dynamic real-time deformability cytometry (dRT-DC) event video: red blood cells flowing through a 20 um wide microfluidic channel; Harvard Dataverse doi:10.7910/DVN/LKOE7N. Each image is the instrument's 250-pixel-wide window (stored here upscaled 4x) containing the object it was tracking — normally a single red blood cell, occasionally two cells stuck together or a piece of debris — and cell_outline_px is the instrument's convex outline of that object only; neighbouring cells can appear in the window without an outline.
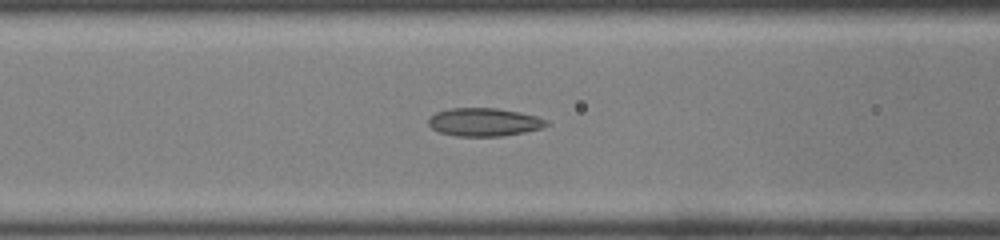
{"species": "common noctule bat (a hibernating species)", "species_latin": "Nyctalus noctula", "temperature_condition": "room temperature", "stored_images_in_passage": 42, "camera_frame_rate_fps": 3000, "um_per_image_px": 0.085, "animal": {"sex": "male", "body_mass_g": 19.0, "forearm_length_mm": 50.8}, "frame": {"image": 1, "passage_image": 14, "time_ms": 4.333, "image_size_px": [1000, 240], "cell_outline_px": [[552, 124], [540, 128], [524, 132], [500, 136], [456, 136], [440, 132], [432, 128], [428, 124], [428, 120], [436, 112], [448, 108], [496, 108], [520, 112], [536, 116], [548, 120]], "centroid_in_image_um": [41.17, 10.37], "position_along_channel_um": 125.4, "area_um2": 19.36}}
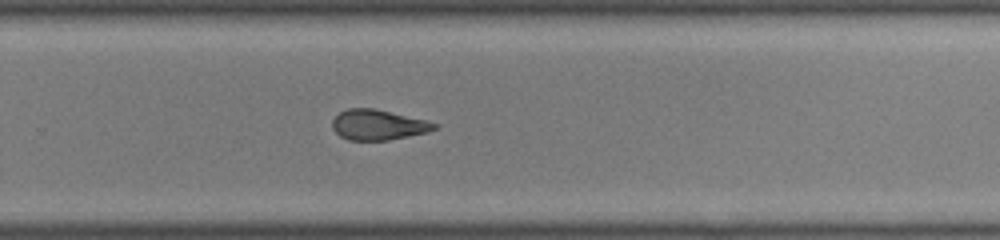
{"frame": {"image": 2, "passage_image": 26, "time_ms": 8.333, "image_size_px": [1000, 240], "cell_outline_px": [[436, 128], [428, 132], [388, 140], [348, 140], [340, 136], [332, 128], [332, 120], [340, 112], [348, 108], [376, 108], [424, 120], [436, 124]], "centroid_in_image_um": [32.09, 10.61], "position_along_channel_um": 297.7, "area_um2": 17.86}}
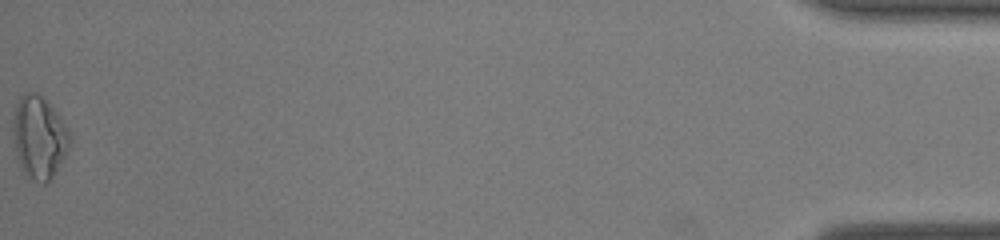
{"frame": {"image": 3, "passage_image": 42, "time_ms": 13.667, "image_size_px": [1000, 240], "cell_outline_px": [[72, 140], [64, 156], [48, 184], [44, 184], [36, 180], [24, 172], [20, 168], [16, 156], [12, 132], [12, 120], [16, 104], [20, 96], [24, 92], [32, 92], [40, 96], [56, 112], [72, 136]], "centroid_in_image_um": [3.29, 11.67], "position_along_channel_um": 431.9, "area_um2": 27.11}, "authors_computed_cell_mechanics": {"area_um2": 19.7676, "velocity_mm_per_s": 4.3196, "shape_relaxation_time_tau1_ms": null, "shape_relaxation_time_tau2_ms": 2.7381, "deformation_change_tau1": null, "deformation_change_tau2": 0.1101}}